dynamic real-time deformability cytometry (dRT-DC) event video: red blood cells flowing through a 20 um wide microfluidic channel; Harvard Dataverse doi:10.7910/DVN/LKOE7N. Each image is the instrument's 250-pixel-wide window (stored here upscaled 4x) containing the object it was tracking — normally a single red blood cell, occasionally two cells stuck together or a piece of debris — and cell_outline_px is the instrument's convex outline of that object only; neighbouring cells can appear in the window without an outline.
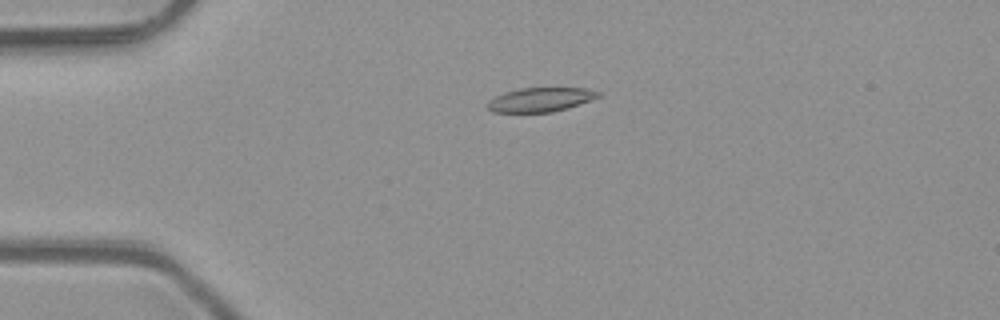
{"species": "common noctule bat (a hibernating species)", "species_latin": "Nyctalus noctula", "temperature_condition": "room temperature", "stored_images_in_passage": 50, "camera_frame_rate_fps": 3000, "um_per_image_px": 0.085, "animal": {"sex": "male", "body_mass_g": 23.1, "forearm_length_mm": 52.7}, "frame": {"image": 1, "passage_image": 12, "time_ms": 3.667, "image_size_px": [1000, 320], "cell_outline_px": [[600, 96], [568, 108], [552, 112], [492, 112], [488, 108], [488, 100], [504, 92], [520, 88], [588, 88], [600, 92]], "centroid_in_image_um": [45.93, 8.46], "position_along_channel_um": 39.1, "area_um2": 15.49}}
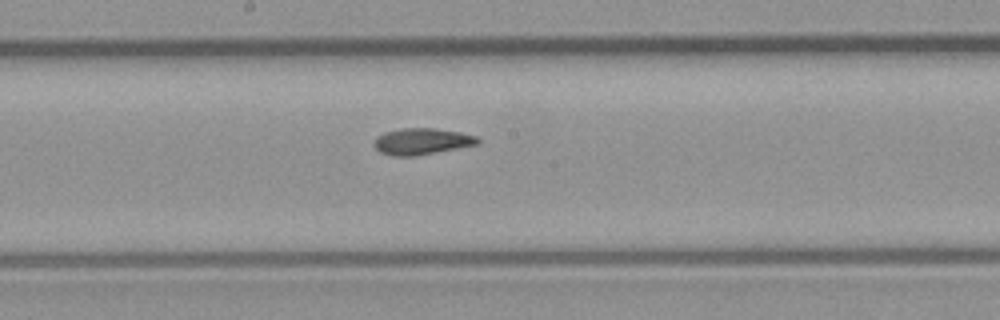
{"frame": {"image": 2, "passage_image": 27, "time_ms": 8.667, "image_size_px": [1000, 320], "cell_outline_px": [[480, 144], [416, 156], [392, 156], [380, 152], [376, 148], [376, 136], [384, 132], [400, 128], [436, 128], [460, 132], [476, 136], [480, 140]], "centroid_in_image_um": [35.88, 12.01], "position_along_channel_um": 212.3, "area_um2": 16.01}}
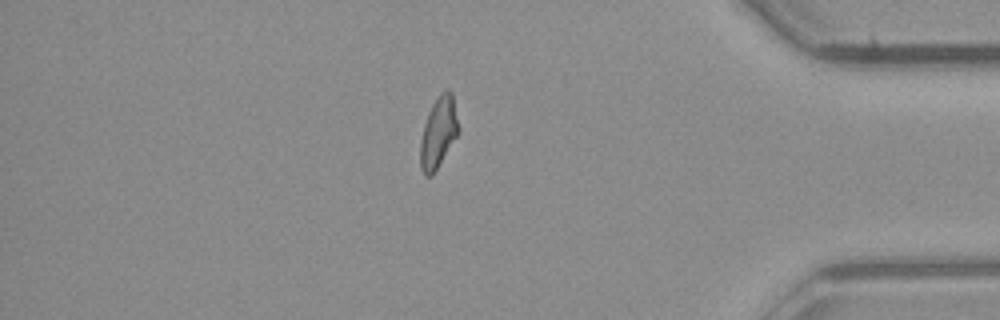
{"frame": {"image": 3, "passage_image": 43, "time_ms": 14.0, "image_size_px": [1000, 320], "cell_outline_px": [[460, 132], [432, 176], [424, 176], [420, 168], [420, 140], [424, 124], [428, 112], [432, 104], [440, 92], [444, 88], [448, 88], [452, 92], [460, 128]], "centroid_in_image_um": [37.27, 11.23], "position_along_channel_um": 397.9, "area_um2": 16.18}, "authors_computed_cell_mechanics": {"area_um2": 15.9817, "velocity_mm_per_s": 4.1163, "shape_relaxation_time_tau1_ms": null, "shape_relaxation_time_tau2_ms": 2.9021, "deformation_change_tau1": null, "deformation_change_tau2": 0.1038}}